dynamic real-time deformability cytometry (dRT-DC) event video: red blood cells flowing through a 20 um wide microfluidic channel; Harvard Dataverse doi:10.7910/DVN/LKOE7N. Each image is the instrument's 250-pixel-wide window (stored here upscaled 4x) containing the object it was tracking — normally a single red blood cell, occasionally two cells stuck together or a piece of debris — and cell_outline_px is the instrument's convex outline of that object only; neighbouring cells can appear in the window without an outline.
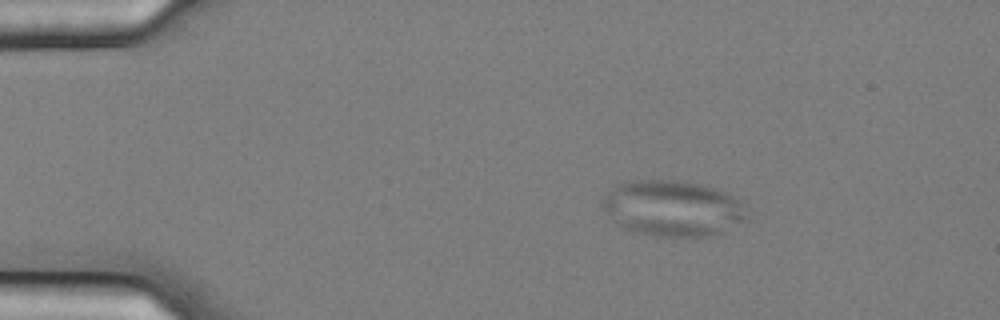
{"species": "common noctule bat (a hibernating species)", "species_latin": "Nyctalus noctula", "temperature_condition": "cold", "stored_images_in_passage": 4, "camera_frame_rate_fps": 3000, "um_per_image_px": 0.085, "animal": {"sex": "female", "body_mass_g": 25.1}, "frame": {"image": 1, "passage_image": 1, "time_ms": 0.0, "image_size_px": [1000, 320], "cell_outline_px": [[748, 216], [744, 220], [720, 232], [708, 236], [660, 236], [636, 232], [624, 228], [616, 224], [600, 208], [600, 200], [616, 184], [628, 180], [684, 180], [704, 184], [728, 192], [740, 204]], "centroid_in_image_um": [57.09, 17.67], "position_along_channel_um": 27.9, "area_um2": 47.16}}